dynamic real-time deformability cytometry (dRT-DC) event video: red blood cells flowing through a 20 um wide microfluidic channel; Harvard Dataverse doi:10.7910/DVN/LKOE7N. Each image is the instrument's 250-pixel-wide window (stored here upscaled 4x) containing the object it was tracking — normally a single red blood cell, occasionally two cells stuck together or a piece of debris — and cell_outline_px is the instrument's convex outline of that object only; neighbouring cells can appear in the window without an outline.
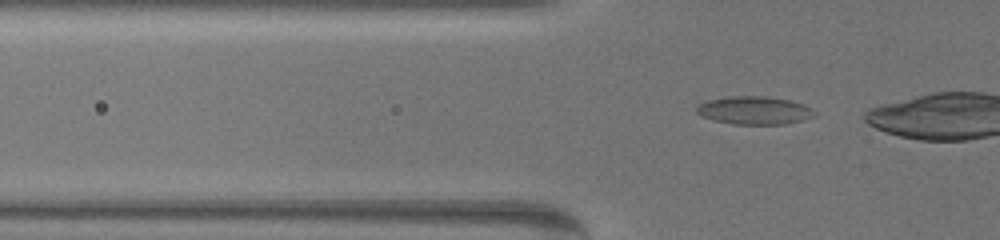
{"species": "common noctule bat (a hibernating species)", "species_latin": "Nyctalus noctula", "temperature_condition": "warm", "stored_images_in_passage": 35, "camera_frame_rate_fps": 3000, "um_per_image_px": 0.085, "animal": {"sex": "female", "body_mass_g": 19.5, "forearm_length_mm": 54.1}, "frame": {"image": 1, "passage_image": 2, "time_ms": 0.333, "image_size_px": [1000, 240], "cell_outline_px": [[816, 116], [804, 120], [784, 124], [732, 124], [712, 120], [696, 112], [696, 108], [700, 104], [708, 100], [728, 96], [764, 96], [788, 100], [804, 104], [812, 108], [816, 112]], "centroid_in_image_um": [64.16, 9.39], "position_along_channel_um": 61.6, "area_um2": 19.31}}
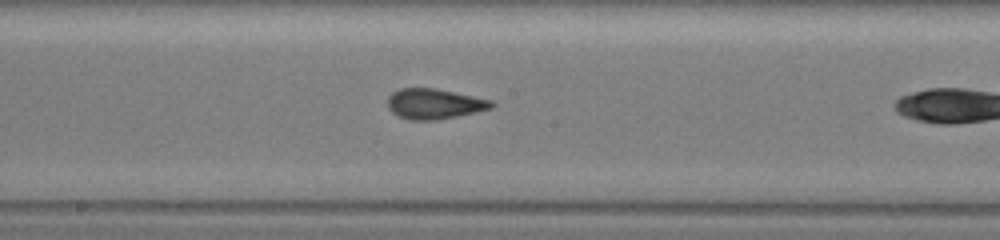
{"frame": {"image": 2, "passage_image": 16, "time_ms": 5.0, "image_size_px": [1000, 240], "cell_outline_px": [[496, 104], [492, 108], [456, 116], [436, 120], [408, 120], [392, 112], [388, 108], [388, 96], [392, 92], [400, 88], [436, 88], [492, 100]], "centroid_in_image_um": [36.91, 8.82], "position_along_channel_um": 211.3, "area_um2": 18.32}}
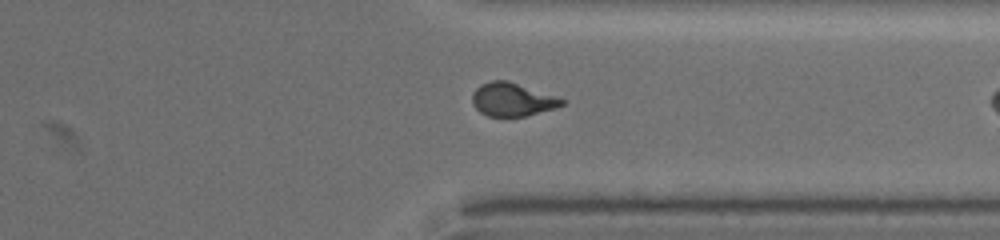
{"frame": {"image": 3, "passage_image": 30, "time_ms": 9.667, "image_size_px": [1000, 240], "cell_outline_px": [[568, 100], [564, 104], [556, 108], [524, 116], [488, 116], [480, 112], [472, 104], [472, 96], [476, 88], [480, 84], [492, 80], [508, 80]], "centroid_in_image_um": [43.56, 8.45], "position_along_channel_um": 367.8, "area_um2": 17.46}, "authors_computed_cell_mechanics": {"area_um2": 17.9758, "velocity_mm_per_s": 3.3596, "shape_relaxation_time_tau1_ms": null, "shape_relaxation_time_tau2_ms": 0.9494, "deformation_change_tau1": null, "deformation_change_tau2": 0.0601}}